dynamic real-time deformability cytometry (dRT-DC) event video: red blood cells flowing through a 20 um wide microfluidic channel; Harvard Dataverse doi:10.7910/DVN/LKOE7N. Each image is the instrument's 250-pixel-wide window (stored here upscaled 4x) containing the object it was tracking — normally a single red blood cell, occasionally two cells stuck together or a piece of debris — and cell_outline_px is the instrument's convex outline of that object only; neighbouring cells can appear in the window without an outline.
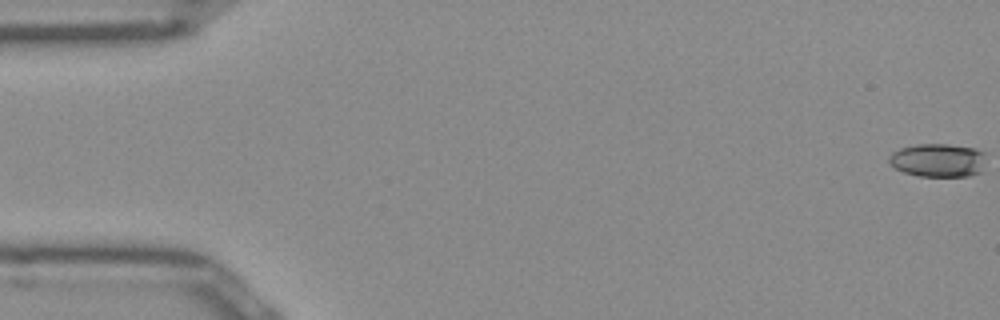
{"species": "Egyptian fruit bat (a non-hibernating species)", "species_latin": "Rousettus aegyptiacus", "temperature_condition": "room temperature", "stored_images_in_passage": 52, "camera_frame_rate_fps": 3000, "um_per_image_px": 0.085, "frame": {"image": 1, "passage_image": 1, "time_ms": 0.0, "image_size_px": [1000, 320], "cell_outline_px": [[984, 152], [980, 172], [968, 176], [920, 176], [904, 172], [896, 168], [888, 160], [888, 156], [892, 152], [900, 148], [920, 144], [948, 144], [976, 148]], "centroid_in_image_um": [79.71, 13.61], "position_along_channel_um": 5.3, "area_um2": 18.67}}
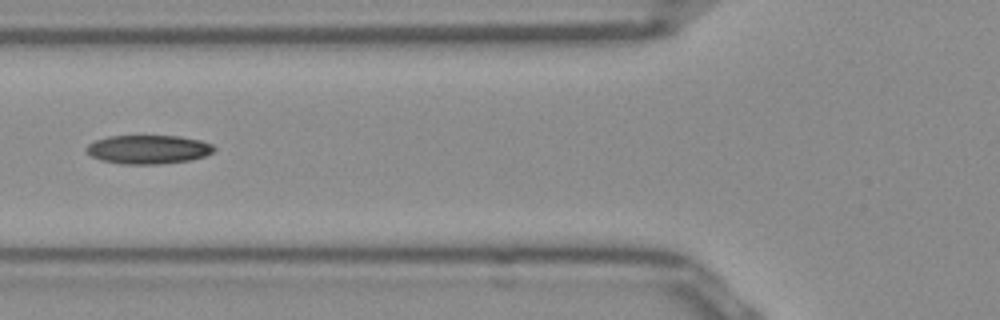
{"frame": {"image": 2, "passage_image": 20, "time_ms": 6.333, "image_size_px": [1000, 320], "cell_outline_px": [[216, 148], [212, 152], [204, 156], [192, 160], [160, 164], [124, 164], [100, 160], [92, 156], [84, 148], [88, 144], [96, 140], [108, 136], [180, 136], [200, 140], [212, 144]], "centroid_in_image_um": [12.61, 12.7], "position_along_channel_um": 113.2, "area_um2": 21.44}}
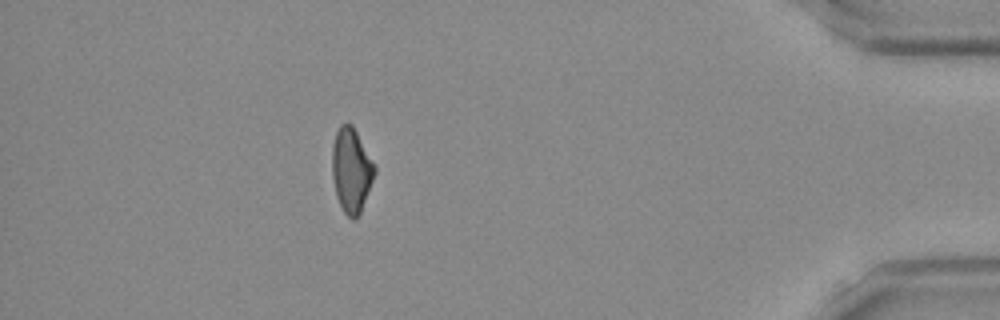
{"frame": {"image": 3, "passage_image": 46, "time_ms": 15.0, "image_size_px": [1000, 320], "cell_outline_px": [[376, 172], [360, 212], [352, 220], [344, 212], [336, 196], [332, 176], [332, 144], [336, 132], [340, 124], [352, 124], [376, 164]], "centroid_in_image_um": [29.86, 14.43], "position_along_channel_um": 405.3, "area_um2": 20.92}}